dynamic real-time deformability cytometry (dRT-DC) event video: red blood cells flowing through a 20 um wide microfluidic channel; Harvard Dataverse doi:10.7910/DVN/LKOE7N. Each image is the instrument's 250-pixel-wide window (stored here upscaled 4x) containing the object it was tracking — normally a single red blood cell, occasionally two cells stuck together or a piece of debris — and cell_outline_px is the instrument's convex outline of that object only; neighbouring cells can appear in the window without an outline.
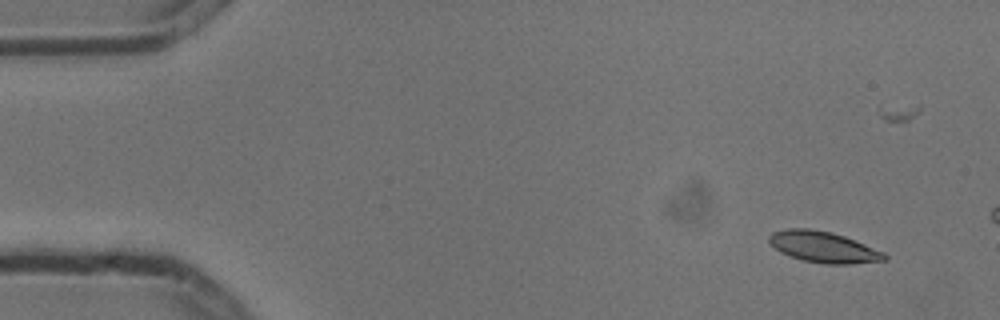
{"species": "common noctule bat (a hibernating species)", "species_latin": "Nyctalus noctula", "temperature_condition": "cold", "stored_images_in_passage": 4, "camera_frame_rate_fps": 3000, "um_per_image_px": 0.085, "animal": {"sex": "male", "body_mass_g": 13.3}, "frame": {"image": 1, "passage_image": 1, "time_ms": 0.0, "image_size_px": [1000, 320], "cell_outline_px": [[888, 260], [852, 264], [824, 264], [804, 260], [780, 252], [768, 240], [768, 236], [772, 232], [788, 228], [808, 228], [832, 232], [844, 236], [884, 252], [888, 256]], "centroid_in_image_um": [70.01, 21.0], "position_along_channel_um": 15.0, "area_um2": 20.81}}